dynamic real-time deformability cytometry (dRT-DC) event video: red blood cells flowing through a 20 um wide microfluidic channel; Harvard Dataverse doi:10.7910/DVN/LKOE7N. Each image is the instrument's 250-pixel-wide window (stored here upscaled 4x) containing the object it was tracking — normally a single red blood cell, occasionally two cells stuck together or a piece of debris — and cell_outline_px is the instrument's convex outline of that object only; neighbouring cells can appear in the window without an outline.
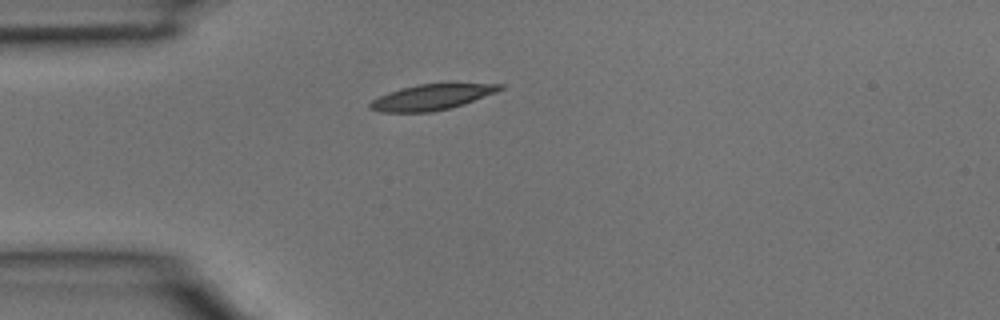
{"species": "common noctule bat (a hibernating species)", "species_latin": "Nyctalus noctula", "temperature_condition": "room temperature", "stored_images_in_passage": 1, "camera_frame_rate_fps": 3000, "um_per_image_px": 0.085, "animal": {"sex": "male", "body_mass_g": 15.6}, "frame": {"image": 1, "passage_image": 1, "time_ms": 0.0, "image_size_px": [1000, 320], "cell_outline_px": [[504, 88], [496, 92], [464, 104], [432, 112], [380, 112], [368, 108], [368, 104], [372, 100], [388, 92], [400, 88], [420, 84], [504, 84]], "centroid_in_image_um": [36.65, 8.26], "position_along_channel_um": 48.3, "area_um2": 19.19}}